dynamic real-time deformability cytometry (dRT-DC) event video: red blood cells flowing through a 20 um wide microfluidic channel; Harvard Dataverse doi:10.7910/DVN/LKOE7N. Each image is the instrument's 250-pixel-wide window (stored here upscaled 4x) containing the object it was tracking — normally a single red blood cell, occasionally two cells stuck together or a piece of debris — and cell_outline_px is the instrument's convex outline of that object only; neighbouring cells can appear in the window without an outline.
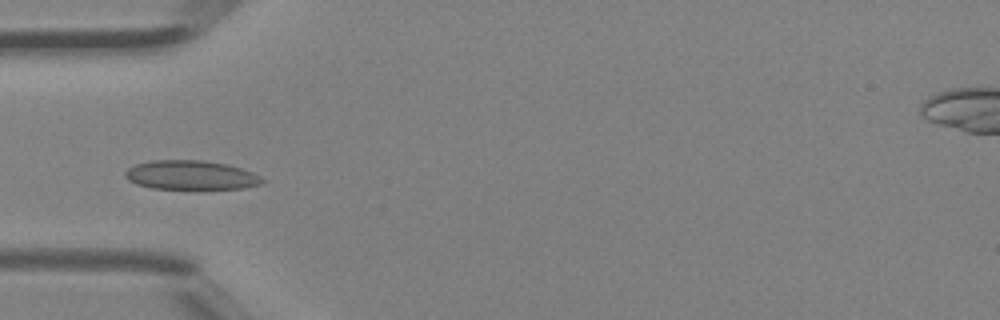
{"species": "Egyptian fruit bat (a non-hibernating species)", "species_latin": "Rousettus aegyptiacus", "temperature_condition": "room temperature", "stored_images_in_passage": 5, "camera_frame_rate_fps": 3000, "um_per_image_px": 0.085, "animal": {"sex": "female"}, "frame": {"image": 1, "passage_image": 4, "time_ms": 1.0, "image_size_px": [1000, 320], "cell_outline_px": [[268, 180], [264, 184], [244, 188], [152, 188], [136, 184], [128, 180], [124, 176], [124, 172], [128, 168], [136, 164], [152, 160], [204, 160], [228, 164], [252, 172]], "centroid_in_image_um": [16.26, 14.87], "position_along_channel_um": 68.7, "area_um2": 23.35}}
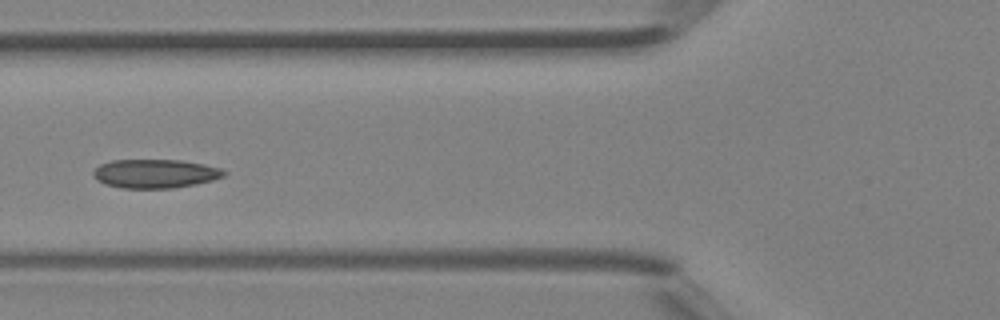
{"frame": {"image": 2, "passage_image": 5, "time_ms": 1.333, "image_size_px": [1000, 320], "cell_outline_px": [[228, 172], [224, 176], [212, 180], [196, 184], [172, 188], [124, 188], [104, 184], [96, 180], [92, 172], [100, 164], [112, 160], [180, 160], [204, 164], [220, 168]], "centroid_in_image_um": [13.19, 14.76], "position_along_channel_um": 112.6, "area_um2": 21.96}}